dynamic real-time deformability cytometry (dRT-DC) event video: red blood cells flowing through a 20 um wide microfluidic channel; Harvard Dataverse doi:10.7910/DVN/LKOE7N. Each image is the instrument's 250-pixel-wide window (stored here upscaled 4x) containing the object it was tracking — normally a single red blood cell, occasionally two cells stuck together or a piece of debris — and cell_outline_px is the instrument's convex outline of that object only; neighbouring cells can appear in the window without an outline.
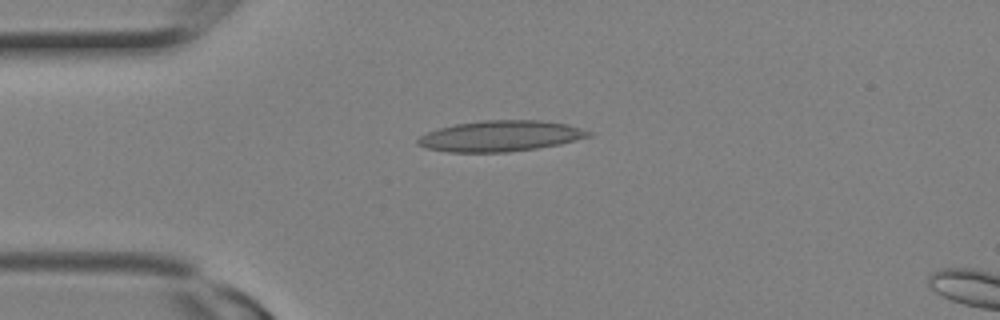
{"species": "Egyptian fruit bat (a non-hibernating species)", "species_latin": "Rousettus aegyptiacus", "temperature_condition": "room temperature", "stored_images_in_passage": 3, "camera_frame_rate_fps": 3000, "um_per_image_px": 0.085, "animal": {"sex": "female"}, "frame": {"image": 1, "passage_image": 1, "time_ms": 0.0, "image_size_px": [1000, 320], "cell_outline_px": [[592, 136], [560, 144], [536, 148], [508, 152], [448, 152], [428, 148], [416, 144], [416, 140], [420, 136], [428, 132], [440, 128], [456, 124], [480, 120], [540, 120], [568, 124], [592, 132]], "centroid_in_image_um": [42.55, 11.56], "position_along_channel_um": 42.4, "area_um2": 30.63}}